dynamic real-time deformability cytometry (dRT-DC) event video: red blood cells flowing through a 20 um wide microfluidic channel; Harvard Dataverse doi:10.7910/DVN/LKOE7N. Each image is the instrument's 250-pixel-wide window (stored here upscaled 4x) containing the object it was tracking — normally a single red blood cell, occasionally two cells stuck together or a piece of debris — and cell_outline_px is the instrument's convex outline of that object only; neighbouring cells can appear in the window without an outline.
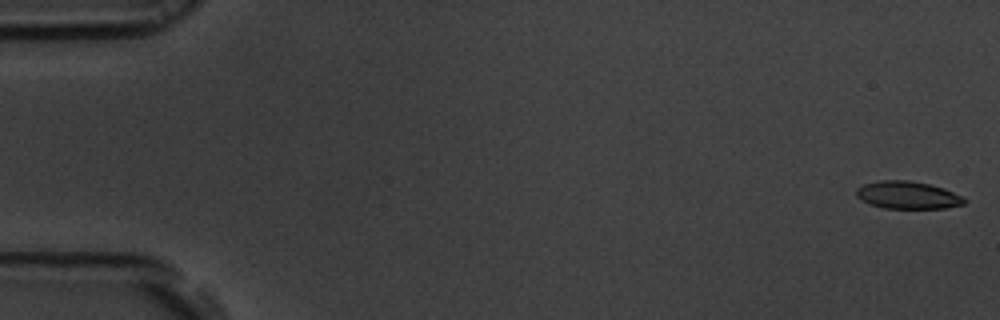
{"species": "common noctule bat (a hibernating species)", "species_latin": "Nyctalus noctula", "temperature_condition": "room temperature", "stored_images_in_passage": 56, "camera_frame_rate_fps": 3000, "um_per_image_px": 0.085, "animal": {"sex": "male", "body_mass_g": 19.5, "forearm_length_mm": 54.6}, "frame": {"image": 1, "passage_image": 1, "time_ms": 0.0, "image_size_px": [1000, 320], "cell_outline_px": [[964, 204], [944, 208], [884, 208], [868, 204], [860, 200], [856, 196], [856, 188], [864, 184], [876, 180], [908, 180], [928, 184], [944, 188], [964, 196]], "centroid_in_image_um": [77.11, 16.58], "position_along_channel_um": 7.9, "area_um2": 17.46}}
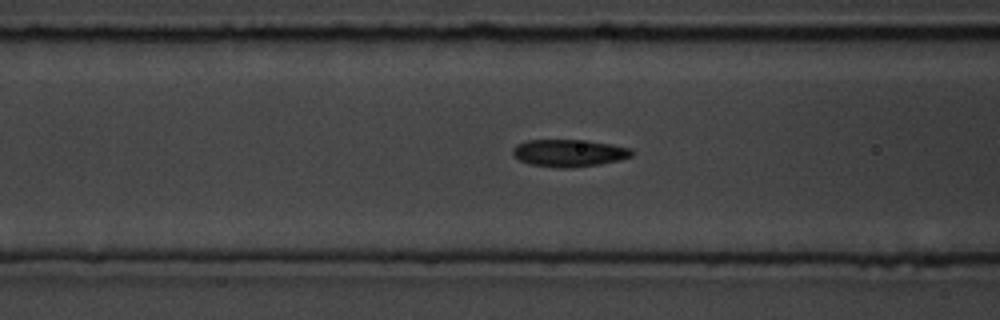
{"frame": {"image": 2, "passage_image": 22, "time_ms": 7.0, "image_size_px": [1000, 320], "cell_outline_px": [[636, 152], [632, 156], [600, 164], [572, 168], [556, 168], [528, 164], [520, 160], [512, 152], [512, 148], [516, 144], [528, 140], [588, 140], [612, 144], [632, 148]], "centroid_in_image_um": [48.38, 13.0], "position_along_channel_um": 118.2, "area_um2": 19.13}}
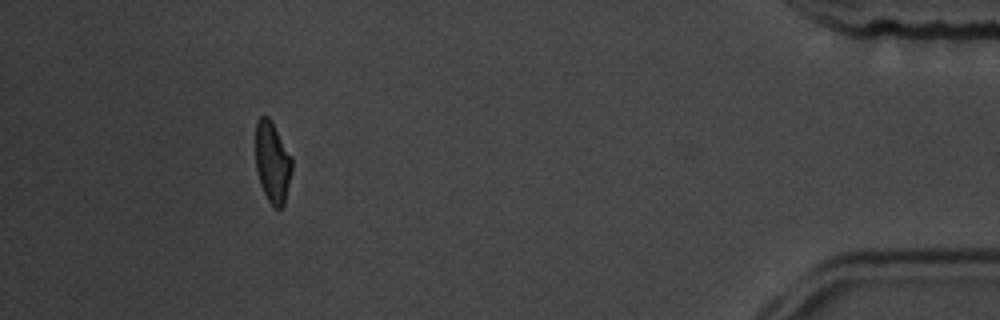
{"frame": {"image": 3, "passage_image": 51, "time_ms": 16.667, "image_size_px": [1000, 320], "cell_outline_px": [[292, 168], [284, 204], [280, 208], [272, 208], [260, 184], [256, 168], [256, 120], [260, 116], [268, 116], [272, 120], [292, 156]], "centroid_in_image_um": [23.16, 13.76], "position_along_channel_um": 412.0, "area_um2": 17.34}, "authors_computed_cell_mechanics": {"area_um2": 18.6116, "velocity_mm_per_s": 3.6763, "shape_relaxation_time_tau1_ms": 6.7632, "shape_relaxation_time_tau2_ms": 2.5203, "deformation_change_tau1": 0.163, "deformation_change_tau2": 0.0823}}